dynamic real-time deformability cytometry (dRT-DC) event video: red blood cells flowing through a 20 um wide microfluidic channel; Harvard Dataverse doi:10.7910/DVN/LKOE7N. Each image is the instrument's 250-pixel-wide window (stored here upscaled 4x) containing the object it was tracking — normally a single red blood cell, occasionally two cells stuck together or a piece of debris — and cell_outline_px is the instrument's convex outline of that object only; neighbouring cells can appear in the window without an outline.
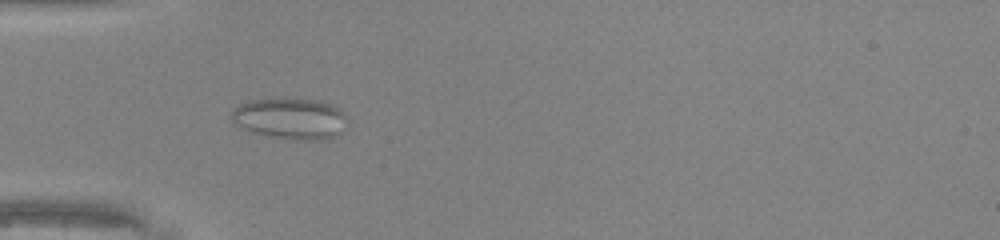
{"species": "common noctule bat (a hibernating species)", "species_latin": "Nyctalus noctula", "temperature_condition": "warm", "stored_images_in_passage": 12, "camera_frame_rate_fps": 3000, "um_per_image_px": 0.085, "animal": {"sex": "male", "body_mass_g": 20.0, "forearm_length_mm": 53.3}, "frame": {"image": 1, "passage_image": 6, "time_ms": 1.667, "image_size_px": [1000, 240], "cell_outline_px": [[344, 116], [340, 132], [336, 136], [328, 140], [288, 140], [268, 136], [252, 132], [236, 124], [232, 120], [232, 112], [240, 104], [248, 100], [276, 96], [292, 96], [320, 100], [332, 104], [340, 108]], "centroid_in_image_um": [24.65, 10.03], "position_along_channel_um": 60.3, "area_um2": 28.55}}
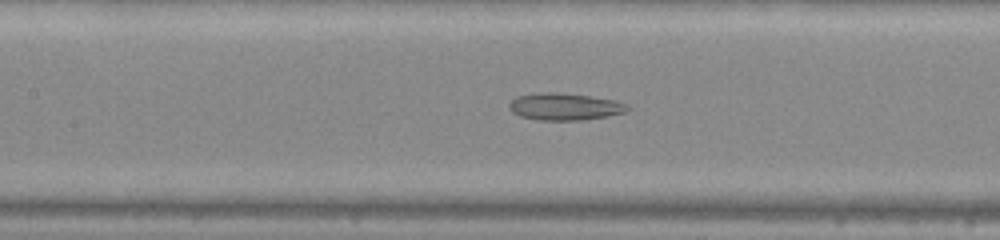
{"frame": {"image": 2, "passage_image": 10, "time_ms": 3.0, "image_size_px": [1000, 240], "cell_outline_px": [[632, 108], [624, 112], [608, 116], [584, 120], [536, 120], [520, 116], [512, 112], [508, 104], [516, 96], [544, 92], [560, 92], [588, 96], [612, 100], [628, 104]], "centroid_in_image_um": [47.99, 9.07], "position_along_channel_um": 159.4, "area_um2": 18.67}}